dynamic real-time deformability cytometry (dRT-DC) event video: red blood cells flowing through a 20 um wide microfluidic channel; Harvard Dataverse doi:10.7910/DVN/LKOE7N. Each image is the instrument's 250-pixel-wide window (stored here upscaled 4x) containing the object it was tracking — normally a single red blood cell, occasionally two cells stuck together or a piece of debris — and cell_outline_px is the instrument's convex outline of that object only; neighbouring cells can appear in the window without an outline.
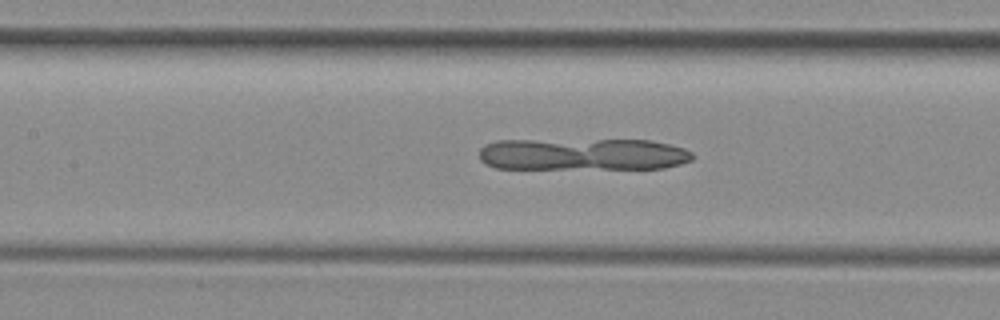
{"species": "common noctule bat (a hibernating species)", "species_latin": "Nyctalus noctula", "temperature_condition": "room temperature", "stored_images_in_passage": 41, "camera_frame_rate_fps": 3000, "um_per_image_px": 0.085, "animal": {"sex": "female", "body_mass_g": 29.2, "forearm_length_mm": 56.3}, "frame": {"image": 1, "passage_image": 16, "time_ms": 5.0, "image_size_px": [1000, 320], "cell_outline_px": [[696, 156], [692, 160], [680, 164], [664, 168], [496, 168], [484, 164], [480, 160], [480, 148], [484, 144], [496, 140], [652, 140], [684, 148], [692, 152]], "centroid_in_image_um": [49.53, 13.11], "position_along_channel_um": 157.9, "area_um2": 40.06}}